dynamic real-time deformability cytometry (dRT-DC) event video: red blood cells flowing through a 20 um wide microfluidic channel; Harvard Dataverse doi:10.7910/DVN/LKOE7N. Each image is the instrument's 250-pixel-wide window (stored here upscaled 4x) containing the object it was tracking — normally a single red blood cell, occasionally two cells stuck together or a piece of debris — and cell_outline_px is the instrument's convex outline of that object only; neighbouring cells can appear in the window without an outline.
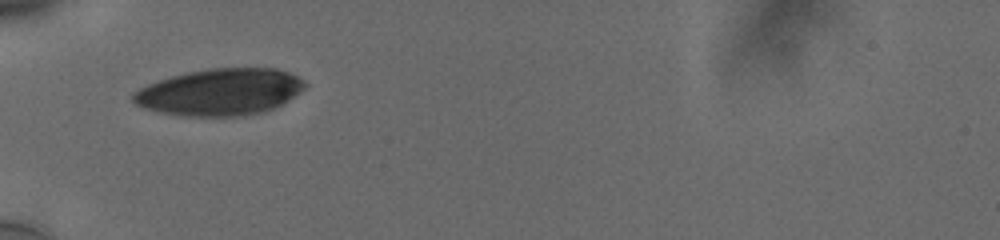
{"species": "human", "species_latin": "Homo sapiens", "temperature_condition": "cold", "stored_images_in_passage": 30, "camera_frame_rate_fps": 3000, "um_per_image_px": 0.085, "donor": {"sex": "male"}, "frame": {"image": 1, "passage_image": 1, "time_ms": 0.0, "image_size_px": [1000, 240], "cell_outline_px": [[308, 84], [300, 92], [276, 108], [264, 112], [244, 116], [184, 116], [160, 112], [144, 108], [136, 104], [132, 100], [132, 92], [148, 84], [172, 76], [188, 72], [212, 68], [276, 68], [288, 72], [304, 80]], "centroid_in_image_um": [18.72, 7.83], "position_along_channel_um": 66.3, "area_um2": 46.88}}
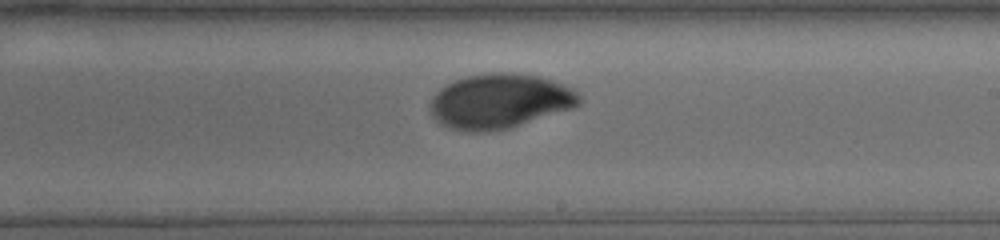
{"frame": {"image": 2, "passage_image": 16, "time_ms": 5.0, "image_size_px": [1000, 240], "cell_outline_px": [[580, 104], [572, 108], [508, 128], [484, 132], [464, 132], [440, 124], [432, 116], [428, 108], [432, 96], [444, 84], [464, 76], [492, 72], [504, 72], [536, 76], [552, 80], [576, 88], [580, 96]], "centroid_in_image_um": [42.43, 8.59], "position_along_channel_um": 246.6, "area_um2": 47.8}}
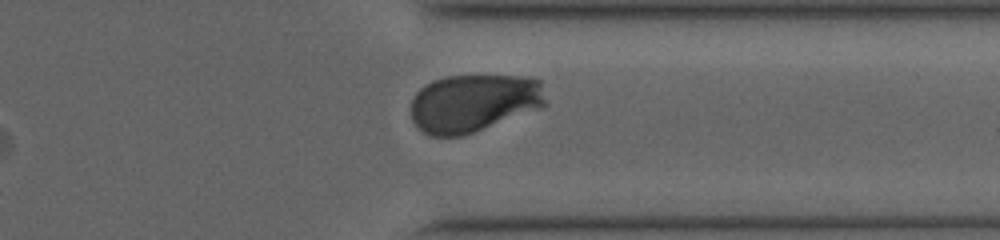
{"frame": {"image": 3, "passage_image": 26, "time_ms": 8.333, "image_size_px": [1000, 240], "cell_outline_px": [[548, 104], [544, 108], [460, 136], [432, 136], [424, 132], [412, 120], [412, 96], [424, 84], [432, 80], [444, 76], [532, 76], [540, 80]], "centroid_in_image_um": [40.31, 8.73], "position_along_channel_um": 371.1, "area_um2": 45.84}, "authors_computed_cell_mechanics": {"area_um2": 47.0781, "velocity_mm_per_s": 3.7411, "shape_relaxation_time_tau1_ms": 4.0458, "shape_relaxation_time_tau2_ms": null, "deformation_change_tau1": 0.1553, "deformation_change_tau2": null}}